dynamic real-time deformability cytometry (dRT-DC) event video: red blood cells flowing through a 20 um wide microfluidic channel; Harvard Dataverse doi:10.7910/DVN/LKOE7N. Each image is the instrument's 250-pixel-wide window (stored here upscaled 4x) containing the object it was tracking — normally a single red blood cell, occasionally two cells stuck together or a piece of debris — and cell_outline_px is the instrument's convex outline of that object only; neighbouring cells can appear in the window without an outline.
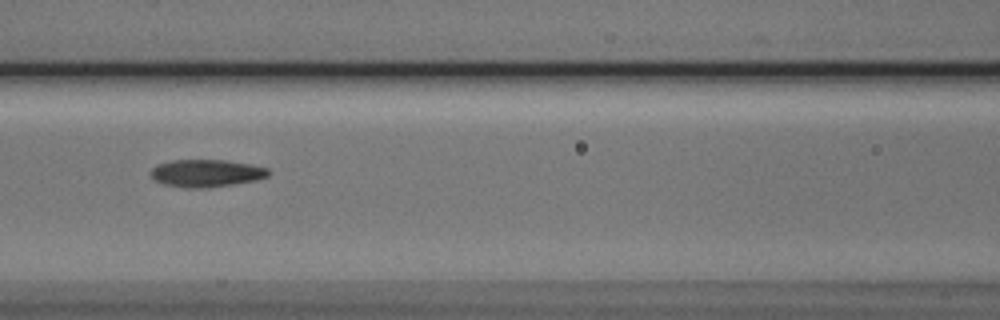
{"species": "Egyptian fruit bat (a non-hibernating species)", "species_latin": "Rousettus aegyptiacus", "temperature_condition": "cold", "stored_images_in_passage": 9, "camera_frame_rate_fps": 3000, "um_per_image_px": 0.085, "animal": {"sex": "male"}, "frame": {"image": 1, "passage_image": 7, "time_ms": 8.0, "image_size_px": [1000, 320], "cell_outline_px": [[268, 176], [256, 180], [208, 188], [184, 188], [164, 184], [152, 180], [148, 172], [156, 164], [172, 160], [228, 160], [268, 168]], "centroid_in_image_um": [17.45, 14.72], "position_along_channel_um": 149.1, "area_um2": 19.02}}
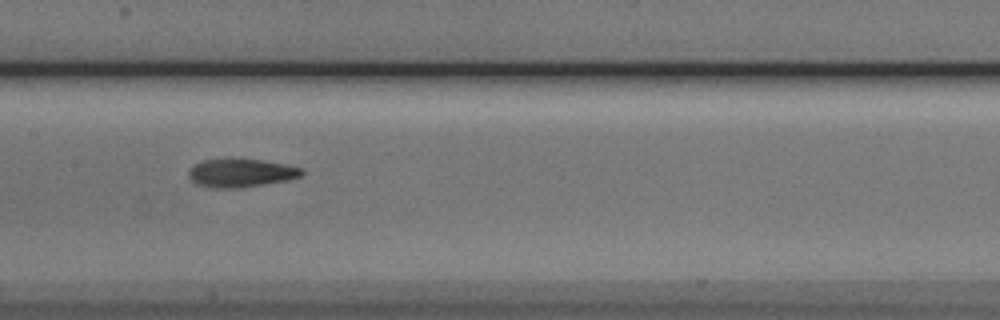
{"frame": {"image": 2, "passage_image": 8, "time_ms": 9.0, "image_size_px": [1000, 320], "cell_outline_px": [[304, 172], [300, 176], [288, 180], [240, 188], [216, 188], [196, 184], [188, 176], [188, 168], [200, 160], [228, 156], [236, 156], [264, 160], [304, 168]], "centroid_in_image_um": [20.43, 14.64], "position_along_channel_um": 187.0, "area_um2": 19.59}}
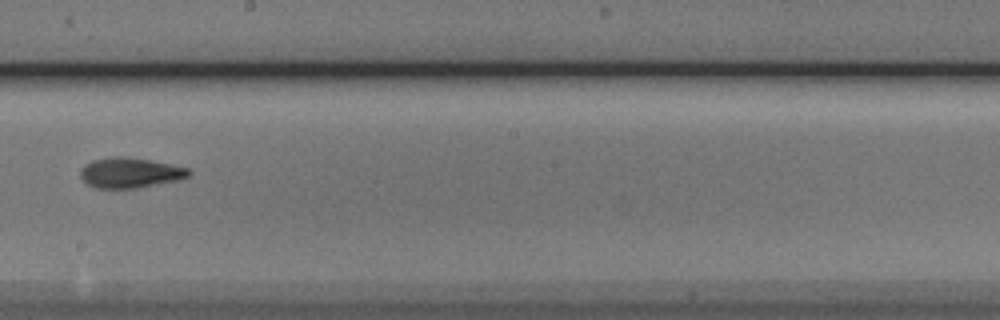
{"frame": {"image": 3, "passage_image": 9, "time_ms": 10.333, "image_size_px": [1000, 320], "cell_outline_px": [[192, 172], [188, 176], [180, 180], [136, 188], [92, 188], [80, 176], [80, 168], [84, 164], [92, 160], [116, 156], [128, 156], [188, 168]], "centroid_in_image_um": [11.03, 14.68], "position_along_channel_um": 237.2, "area_um2": 19.13}}